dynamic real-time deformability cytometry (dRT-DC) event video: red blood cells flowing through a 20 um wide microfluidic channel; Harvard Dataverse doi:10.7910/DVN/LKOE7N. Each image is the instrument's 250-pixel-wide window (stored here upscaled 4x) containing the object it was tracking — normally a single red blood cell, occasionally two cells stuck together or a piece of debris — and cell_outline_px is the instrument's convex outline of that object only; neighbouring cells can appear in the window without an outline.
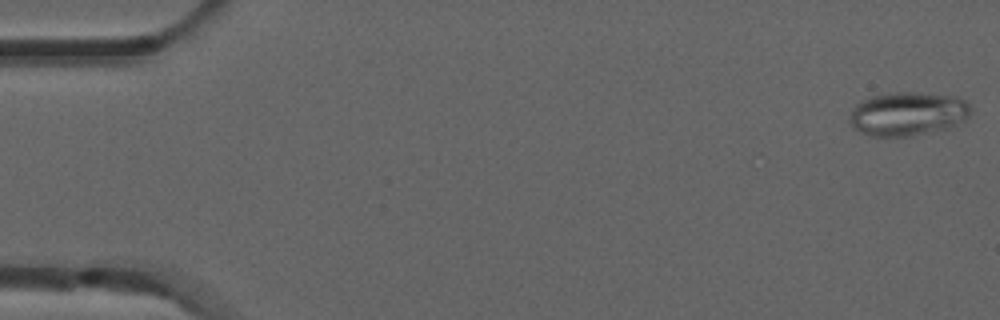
{"species": "common noctule bat (a hibernating species)", "species_latin": "Nyctalus noctula", "temperature_condition": "room temperature", "stored_images_in_passage": 5, "camera_frame_rate_fps": 3000, "um_per_image_px": 0.085, "animal": {"sex": "male", "forearm_length_mm": 52.5}, "frame": {"image": 1, "passage_image": 1, "time_ms": 0.0, "image_size_px": [1000, 320], "cell_outline_px": [[972, 108], [968, 116], [960, 124], [948, 128], [908, 136], [872, 136], [860, 132], [852, 128], [848, 120], [852, 108], [856, 104], [872, 96], [896, 92], [912, 92], [956, 96], [964, 100]], "centroid_in_image_um": [77.15, 9.68], "position_along_channel_um": 7.9, "area_um2": 30.92}}